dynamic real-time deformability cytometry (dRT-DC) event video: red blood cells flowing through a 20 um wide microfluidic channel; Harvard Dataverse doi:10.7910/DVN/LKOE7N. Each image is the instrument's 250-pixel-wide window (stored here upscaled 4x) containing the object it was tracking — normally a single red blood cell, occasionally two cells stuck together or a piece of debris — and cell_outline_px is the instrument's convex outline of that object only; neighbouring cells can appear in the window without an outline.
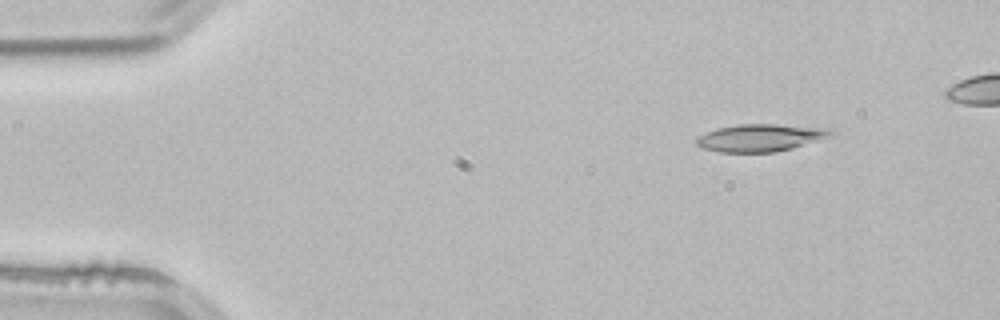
{"species": "common noctule bat (a hibernating species)", "species_latin": "Nyctalus noctula", "temperature_condition": "room temperature", "stored_images_in_passage": 3, "camera_frame_rate_fps": 3000, "um_per_image_px": 0.085, "animal": {"sex": "male", "body_mass_g": 21.5, "forearm_length_mm": 52.0}, "frame": {"image": 1, "passage_image": 1, "time_ms": 0.0, "image_size_px": [1000, 320], "cell_outline_px": [[832, 132], [816, 140], [792, 148], [776, 152], [720, 152], [704, 148], [696, 144], [696, 136], [716, 128], [740, 124], [776, 124], [828, 128]], "centroid_in_image_um": [64.52, 11.7], "position_along_channel_um": 20.5, "area_um2": 21.04}}